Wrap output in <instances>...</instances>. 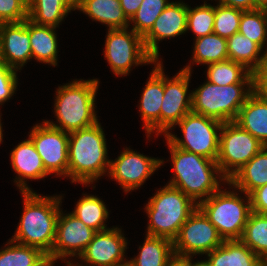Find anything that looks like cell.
<instances>
[{"label": "cell", "instance_id": "1", "mask_svg": "<svg viewBox=\"0 0 267 266\" xmlns=\"http://www.w3.org/2000/svg\"><path fill=\"white\" fill-rule=\"evenodd\" d=\"M23 214L12 241L34 246L49 254L55 243L62 196H40L33 191L21 192Z\"/></svg>", "mask_w": 267, "mask_h": 266}, {"label": "cell", "instance_id": "2", "mask_svg": "<svg viewBox=\"0 0 267 266\" xmlns=\"http://www.w3.org/2000/svg\"><path fill=\"white\" fill-rule=\"evenodd\" d=\"M105 134L99 122L69 133L68 177L90 184L109 171ZM108 170V171H107Z\"/></svg>", "mask_w": 267, "mask_h": 266}, {"label": "cell", "instance_id": "3", "mask_svg": "<svg viewBox=\"0 0 267 266\" xmlns=\"http://www.w3.org/2000/svg\"><path fill=\"white\" fill-rule=\"evenodd\" d=\"M167 144L175 176L168 184L181 190L196 204L217 192L220 189V180L228 182L221 174L216 161L177 148L168 139Z\"/></svg>", "mask_w": 267, "mask_h": 266}, {"label": "cell", "instance_id": "4", "mask_svg": "<svg viewBox=\"0 0 267 266\" xmlns=\"http://www.w3.org/2000/svg\"><path fill=\"white\" fill-rule=\"evenodd\" d=\"M99 81L74 80L59 87L56 91L54 112L59 125L49 120V125L66 133L90 127L98 122L95 112V95Z\"/></svg>", "mask_w": 267, "mask_h": 266}, {"label": "cell", "instance_id": "5", "mask_svg": "<svg viewBox=\"0 0 267 266\" xmlns=\"http://www.w3.org/2000/svg\"><path fill=\"white\" fill-rule=\"evenodd\" d=\"M198 207L189 196L169 184L157 190L145 206L149 218L147 234L173 241L181 226Z\"/></svg>", "mask_w": 267, "mask_h": 266}, {"label": "cell", "instance_id": "6", "mask_svg": "<svg viewBox=\"0 0 267 266\" xmlns=\"http://www.w3.org/2000/svg\"><path fill=\"white\" fill-rule=\"evenodd\" d=\"M247 86V88H243ZM245 89V90H244ZM253 92V83L217 85L206 81L191 92L192 112L222 123L235 121L240 108Z\"/></svg>", "mask_w": 267, "mask_h": 266}, {"label": "cell", "instance_id": "7", "mask_svg": "<svg viewBox=\"0 0 267 266\" xmlns=\"http://www.w3.org/2000/svg\"><path fill=\"white\" fill-rule=\"evenodd\" d=\"M246 205L234 191L213 193L198 203V207L215 226L223 240H240L251 211L250 197L245 194ZM243 200V201H242Z\"/></svg>", "mask_w": 267, "mask_h": 266}, {"label": "cell", "instance_id": "8", "mask_svg": "<svg viewBox=\"0 0 267 266\" xmlns=\"http://www.w3.org/2000/svg\"><path fill=\"white\" fill-rule=\"evenodd\" d=\"M176 125L181 128L183 139L168 132L164 137L175 147L216 161L219 153V135L222 122L204 115L186 114Z\"/></svg>", "mask_w": 267, "mask_h": 266}, {"label": "cell", "instance_id": "9", "mask_svg": "<svg viewBox=\"0 0 267 266\" xmlns=\"http://www.w3.org/2000/svg\"><path fill=\"white\" fill-rule=\"evenodd\" d=\"M219 133V153L216 162L221 174L228 181L264 145L234 121L223 123Z\"/></svg>", "mask_w": 267, "mask_h": 266}, {"label": "cell", "instance_id": "10", "mask_svg": "<svg viewBox=\"0 0 267 266\" xmlns=\"http://www.w3.org/2000/svg\"><path fill=\"white\" fill-rule=\"evenodd\" d=\"M108 29L105 42V58L115 75H128L131 66L155 63L148 53L143 38L133 29ZM134 64V65H133Z\"/></svg>", "mask_w": 267, "mask_h": 266}, {"label": "cell", "instance_id": "11", "mask_svg": "<svg viewBox=\"0 0 267 266\" xmlns=\"http://www.w3.org/2000/svg\"><path fill=\"white\" fill-rule=\"evenodd\" d=\"M215 226L197 207L181 226L173 240L174 254L180 257L208 254L223 243Z\"/></svg>", "mask_w": 267, "mask_h": 266}, {"label": "cell", "instance_id": "12", "mask_svg": "<svg viewBox=\"0 0 267 266\" xmlns=\"http://www.w3.org/2000/svg\"><path fill=\"white\" fill-rule=\"evenodd\" d=\"M29 138L39 155L45 170L49 174L68 176L69 133L55 128L45 121L30 131Z\"/></svg>", "mask_w": 267, "mask_h": 266}, {"label": "cell", "instance_id": "13", "mask_svg": "<svg viewBox=\"0 0 267 266\" xmlns=\"http://www.w3.org/2000/svg\"><path fill=\"white\" fill-rule=\"evenodd\" d=\"M191 66L187 65L172 79L164 73V95L160 112V133L165 135L192 111L191 93L187 95Z\"/></svg>", "mask_w": 267, "mask_h": 266}, {"label": "cell", "instance_id": "14", "mask_svg": "<svg viewBox=\"0 0 267 266\" xmlns=\"http://www.w3.org/2000/svg\"><path fill=\"white\" fill-rule=\"evenodd\" d=\"M95 230L85 225L73 213L59 212L56 238L52 251L47 255L55 264L57 259L80 256L92 241Z\"/></svg>", "mask_w": 267, "mask_h": 266}, {"label": "cell", "instance_id": "15", "mask_svg": "<svg viewBox=\"0 0 267 266\" xmlns=\"http://www.w3.org/2000/svg\"><path fill=\"white\" fill-rule=\"evenodd\" d=\"M126 248L127 241L121 229L113 227L96 232L92 241L78 258L92 266H125L128 265V260L124 259ZM65 263L67 266H80L78 263L74 265L67 260Z\"/></svg>", "mask_w": 267, "mask_h": 266}, {"label": "cell", "instance_id": "16", "mask_svg": "<svg viewBox=\"0 0 267 266\" xmlns=\"http://www.w3.org/2000/svg\"><path fill=\"white\" fill-rule=\"evenodd\" d=\"M163 162L127 148L114 161L110 160L108 172L125 192H129L141 186Z\"/></svg>", "mask_w": 267, "mask_h": 266}, {"label": "cell", "instance_id": "17", "mask_svg": "<svg viewBox=\"0 0 267 266\" xmlns=\"http://www.w3.org/2000/svg\"><path fill=\"white\" fill-rule=\"evenodd\" d=\"M185 32H187V5L183 1L171 2L155 20L143 40L148 53L159 61L158 42Z\"/></svg>", "mask_w": 267, "mask_h": 266}, {"label": "cell", "instance_id": "18", "mask_svg": "<svg viewBox=\"0 0 267 266\" xmlns=\"http://www.w3.org/2000/svg\"><path fill=\"white\" fill-rule=\"evenodd\" d=\"M0 49L2 61L16 71L32 59L28 18L19 23L0 24Z\"/></svg>", "mask_w": 267, "mask_h": 266}, {"label": "cell", "instance_id": "19", "mask_svg": "<svg viewBox=\"0 0 267 266\" xmlns=\"http://www.w3.org/2000/svg\"><path fill=\"white\" fill-rule=\"evenodd\" d=\"M161 61L155 62V68L142 93L139 111L144 122L147 138L152 132L160 134V112L164 95V69Z\"/></svg>", "mask_w": 267, "mask_h": 266}, {"label": "cell", "instance_id": "20", "mask_svg": "<svg viewBox=\"0 0 267 266\" xmlns=\"http://www.w3.org/2000/svg\"><path fill=\"white\" fill-rule=\"evenodd\" d=\"M10 159L12 168L18 174L14 182L19 186L21 192L32 191L26 184L25 179L36 180L49 175L44 168L41 156L29 137L11 151Z\"/></svg>", "mask_w": 267, "mask_h": 266}, {"label": "cell", "instance_id": "21", "mask_svg": "<svg viewBox=\"0 0 267 266\" xmlns=\"http://www.w3.org/2000/svg\"><path fill=\"white\" fill-rule=\"evenodd\" d=\"M234 122L267 146V101L254 91L240 108Z\"/></svg>", "mask_w": 267, "mask_h": 266}, {"label": "cell", "instance_id": "22", "mask_svg": "<svg viewBox=\"0 0 267 266\" xmlns=\"http://www.w3.org/2000/svg\"><path fill=\"white\" fill-rule=\"evenodd\" d=\"M207 256L210 266H266L241 240H224Z\"/></svg>", "mask_w": 267, "mask_h": 266}, {"label": "cell", "instance_id": "23", "mask_svg": "<svg viewBox=\"0 0 267 266\" xmlns=\"http://www.w3.org/2000/svg\"><path fill=\"white\" fill-rule=\"evenodd\" d=\"M241 193L249 195L253 190L267 184V146L252 157L227 182Z\"/></svg>", "mask_w": 267, "mask_h": 266}, {"label": "cell", "instance_id": "24", "mask_svg": "<svg viewBox=\"0 0 267 266\" xmlns=\"http://www.w3.org/2000/svg\"><path fill=\"white\" fill-rule=\"evenodd\" d=\"M55 27L39 25L29 19V37L32 58L53 66L57 65L58 43Z\"/></svg>", "mask_w": 267, "mask_h": 266}, {"label": "cell", "instance_id": "25", "mask_svg": "<svg viewBox=\"0 0 267 266\" xmlns=\"http://www.w3.org/2000/svg\"><path fill=\"white\" fill-rule=\"evenodd\" d=\"M77 10L87 14L92 20L106 24L109 29L127 28L130 25L120 0H85Z\"/></svg>", "mask_w": 267, "mask_h": 266}, {"label": "cell", "instance_id": "26", "mask_svg": "<svg viewBox=\"0 0 267 266\" xmlns=\"http://www.w3.org/2000/svg\"><path fill=\"white\" fill-rule=\"evenodd\" d=\"M142 247L139 246V255L128 261L129 266H167L175 256L173 241L147 235Z\"/></svg>", "mask_w": 267, "mask_h": 266}, {"label": "cell", "instance_id": "27", "mask_svg": "<svg viewBox=\"0 0 267 266\" xmlns=\"http://www.w3.org/2000/svg\"><path fill=\"white\" fill-rule=\"evenodd\" d=\"M227 50L229 60L243 64L252 73L260 67L267 56L265 52L260 56L263 49L240 32L227 39Z\"/></svg>", "mask_w": 267, "mask_h": 266}, {"label": "cell", "instance_id": "28", "mask_svg": "<svg viewBox=\"0 0 267 266\" xmlns=\"http://www.w3.org/2000/svg\"><path fill=\"white\" fill-rule=\"evenodd\" d=\"M71 10L67 0H28V19L39 25L56 28Z\"/></svg>", "mask_w": 267, "mask_h": 266}, {"label": "cell", "instance_id": "29", "mask_svg": "<svg viewBox=\"0 0 267 266\" xmlns=\"http://www.w3.org/2000/svg\"><path fill=\"white\" fill-rule=\"evenodd\" d=\"M207 81L217 85L253 83V73L243 64L225 60L208 64Z\"/></svg>", "mask_w": 267, "mask_h": 266}, {"label": "cell", "instance_id": "30", "mask_svg": "<svg viewBox=\"0 0 267 266\" xmlns=\"http://www.w3.org/2000/svg\"><path fill=\"white\" fill-rule=\"evenodd\" d=\"M240 240L267 266V214L251 212Z\"/></svg>", "mask_w": 267, "mask_h": 266}, {"label": "cell", "instance_id": "31", "mask_svg": "<svg viewBox=\"0 0 267 266\" xmlns=\"http://www.w3.org/2000/svg\"><path fill=\"white\" fill-rule=\"evenodd\" d=\"M6 245L7 247L0 251V266H42L48 260L47 254L37 247L22 245L12 240Z\"/></svg>", "mask_w": 267, "mask_h": 266}, {"label": "cell", "instance_id": "32", "mask_svg": "<svg viewBox=\"0 0 267 266\" xmlns=\"http://www.w3.org/2000/svg\"><path fill=\"white\" fill-rule=\"evenodd\" d=\"M72 213L96 232L110 229L106 228L104 223L109 217V212L105 203L97 196L84 194L77 202L75 210Z\"/></svg>", "mask_w": 267, "mask_h": 266}, {"label": "cell", "instance_id": "33", "mask_svg": "<svg viewBox=\"0 0 267 266\" xmlns=\"http://www.w3.org/2000/svg\"><path fill=\"white\" fill-rule=\"evenodd\" d=\"M193 61L198 64H210L228 60L227 39L217 34L197 38L194 44Z\"/></svg>", "mask_w": 267, "mask_h": 266}, {"label": "cell", "instance_id": "34", "mask_svg": "<svg viewBox=\"0 0 267 266\" xmlns=\"http://www.w3.org/2000/svg\"><path fill=\"white\" fill-rule=\"evenodd\" d=\"M238 32L242 33L262 49L267 42L266 10L254 9L242 11Z\"/></svg>", "mask_w": 267, "mask_h": 266}, {"label": "cell", "instance_id": "35", "mask_svg": "<svg viewBox=\"0 0 267 266\" xmlns=\"http://www.w3.org/2000/svg\"><path fill=\"white\" fill-rule=\"evenodd\" d=\"M169 3L168 0H143L136 13L129 20L134 24L132 29L143 38Z\"/></svg>", "mask_w": 267, "mask_h": 266}, {"label": "cell", "instance_id": "36", "mask_svg": "<svg viewBox=\"0 0 267 266\" xmlns=\"http://www.w3.org/2000/svg\"><path fill=\"white\" fill-rule=\"evenodd\" d=\"M215 6L206 4L191 9L187 5V31L196 35V39L213 33Z\"/></svg>", "mask_w": 267, "mask_h": 266}, {"label": "cell", "instance_id": "37", "mask_svg": "<svg viewBox=\"0 0 267 266\" xmlns=\"http://www.w3.org/2000/svg\"><path fill=\"white\" fill-rule=\"evenodd\" d=\"M242 11L222 4L215 6L213 33L225 39L237 33Z\"/></svg>", "mask_w": 267, "mask_h": 266}, {"label": "cell", "instance_id": "38", "mask_svg": "<svg viewBox=\"0 0 267 266\" xmlns=\"http://www.w3.org/2000/svg\"><path fill=\"white\" fill-rule=\"evenodd\" d=\"M28 18V0H0V24L19 23Z\"/></svg>", "mask_w": 267, "mask_h": 266}, {"label": "cell", "instance_id": "39", "mask_svg": "<svg viewBox=\"0 0 267 266\" xmlns=\"http://www.w3.org/2000/svg\"><path fill=\"white\" fill-rule=\"evenodd\" d=\"M16 70L7 66L4 62L0 64V104L9 100L14 95L18 85Z\"/></svg>", "mask_w": 267, "mask_h": 266}, {"label": "cell", "instance_id": "40", "mask_svg": "<svg viewBox=\"0 0 267 266\" xmlns=\"http://www.w3.org/2000/svg\"><path fill=\"white\" fill-rule=\"evenodd\" d=\"M253 91L267 101V56L253 73Z\"/></svg>", "mask_w": 267, "mask_h": 266}, {"label": "cell", "instance_id": "41", "mask_svg": "<svg viewBox=\"0 0 267 266\" xmlns=\"http://www.w3.org/2000/svg\"><path fill=\"white\" fill-rule=\"evenodd\" d=\"M249 197L252 212L267 214V184L253 190Z\"/></svg>", "mask_w": 267, "mask_h": 266}, {"label": "cell", "instance_id": "42", "mask_svg": "<svg viewBox=\"0 0 267 266\" xmlns=\"http://www.w3.org/2000/svg\"><path fill=\"white\" fill-rule=\"evenodd\" d=\"M218 1L219 4L228 7L238 8L243 11L256 9L255 0H218Z\"/></svg>", "mask_w": 267, "mask_h": 266}, {"label": "cell", "instance_id": "43", "mask_svg": "<svg viewBox=\"0 0 267 266\" xmlns=\"http://www.w3.org/2000/svg\"><path fill=\"white\" fill-rule=\"evenodd\" d=\"M143 0H120L124 14L130 20L140 7Z\"/></svg>", "mask_w": 267, "mask_h": 266}, {"label": "cell", "instance_id": "44", "mask_svg": "<svg viewBox=\"0 0 267 266\" xmlns=\"http://www.w3.org/2000/svg\"><path fill=\"white\" fill-rule=\"evenodd\" d=\"M167 266H190V257L174 256Z\"/></svg>", "mask_w": 267, "mask_h": 266}, {"label": "cell", "instance_id": "45", "mask_svg": "<svg viewBox=\"0 0 267 266\" xmlns=\"http://www.w3.org/2000/svg\"><path fill=\"white\" fill-rule=\"evenodd\" d=\"M85 0H67L68 4L74 9H78Z\"/></svg>", "mask_w": 267, "mask_h": 266}, {"label": "cell", "instance_id": "46", "mask_svg": "<svg viewBox=\"0 0 267 266\" xmlns=\"http://www.w3.org/2000/svg\"><path fill=\"white\" fill-rule=\"evenodd\" d=\"M256 9L267 10V0H255Z\"/></svg>", "mask_w": 267, "mask_h": 266}, {"label": "cell", "instance_id": "47", "mask_svg": "<svg viewBox=\"0 0 267 266\" xmlns=\"http://www.w3.org/2000/svg\"><path fill=\"white\" fill-rule=\"evenodd\" d=\"M191 259L192 258L190 257V266H210L207 261H197V263H192Z\"/></svg>", "mask_w": 267, "mask_h": 266}, {"label": "cell", "instance_id": "48", "mask_svg": "<svg viewBox=\"0 0 267 266\" xmlns=\"http://www.w3.org/2000/svg\"><path fill=\"white\" fill-rule=\"evenodd\" d=\"M1 115H0V143H2L3 140V134H2V126H1Z\"/></svg>", "mask_w": 267, "mask_h": 266}, {"label": "cell", "instance_id": "49", "mask_svg": "<svg viewBox=\"0 0 267 266\" xmlns=\"http://www.w3.org/2000/svg\"><path fill=\"white\" fill-rule=\"evenodd\" d=\"M53 265L54 263L48 259L42 266H53Z\"/></svg>", "mask_w": 267, "mask_h": 266}, {"label": "cell", "instance_id": "50", "mask_svg": "<svg viewBox=\"0 0 267 266\" xmlns=\"http://www.w3.org/2000/svg\"><path fill=\"white\" fill-rule=\"evenodd\" d=\"M3 63L2 58H1V49H0V64Z\"/></svg>", "mask_w": 267, "mask_h": 266}]
</instances>
